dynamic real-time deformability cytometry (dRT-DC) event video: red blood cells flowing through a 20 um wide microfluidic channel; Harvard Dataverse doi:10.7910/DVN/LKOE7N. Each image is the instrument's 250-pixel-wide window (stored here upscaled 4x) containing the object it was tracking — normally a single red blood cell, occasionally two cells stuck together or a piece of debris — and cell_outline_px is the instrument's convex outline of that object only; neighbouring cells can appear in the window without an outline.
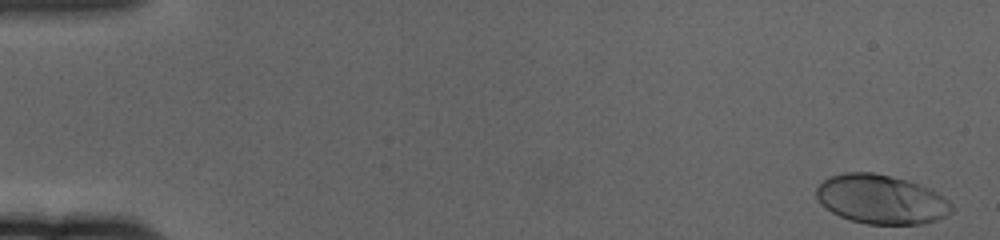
{"species": "human", "species_latin": "Homo sapiens", "temperature_condition": "cold", "stored_images_in_passage": 60, "camera_frame_rate_fps": 3000, "um_per_image_px": 0.085, "donor": {"sex": "female"}, "frame": {"image": 1, "passage_image": 1, "time_ms": 0.0, "image_size_px": [1000, 240], "cell_outline_px": [[956, 208], [952, 212], [936, 220], [924, 224], [868, 224], [852, 220], [840, 216], [832, 212], [820, 204], [816, 196], [816, 188], [828, 176], [844, 172], [872, 172], [904, 180], [928, 188], [944, 196]], "centroid_in_image_um": [74.89, 16.95], "position_along_channel_um": 10.1, "area_um2": 38.67}}
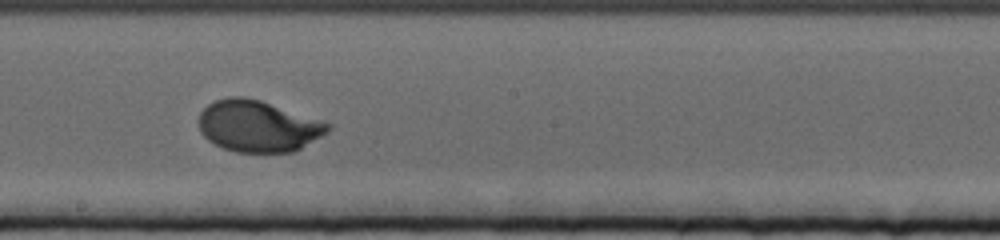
{"frame": {"image": 2, "passage_image": 34, "time_ms": 11.0, "image_size_px": [1000, 240], "cell_outline_px": [[332, 128], [328, 132], [296, 152], [236, 152], [224, 148], [208, 140], [200, 132], [200, 112], [208, 104], [216, 100], [228, 96], [244, 96], [260, 100], [332, 124]], "centroid_in_image_um": [21.95, 10.72], "position_along_channel_um": 226.2, "area_um2": 38.67}}
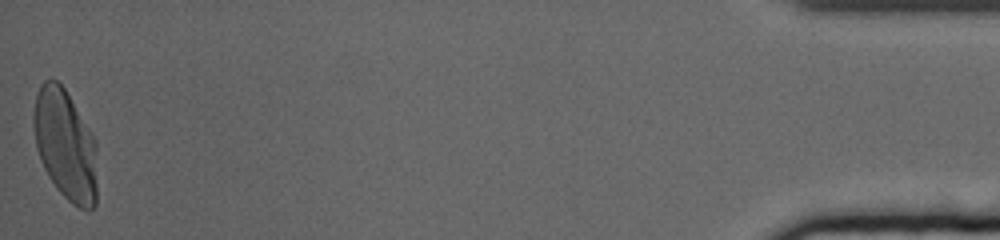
{"frame": {"image": 3, "passage_image": 60, "time_ms": 19.667, "image_size_px": [1000, 240], "cell_outline_px": [[96, 204], [88, 212], [72, 204], [56, 188], [48, 176], [40, 160], [36, 148], [32, 124], [32, 120], [36, 96], [40, 84], [44, 80], [56, 80], [64, 88], [92, 132], [96, 140]], "centroid_in_image_um": [5.55, 12.33], "position_along_channel_um": 429.7, "area_um2": 41.27}, "authors_computed_cell_mechanics": {"area_um2": 38.6104, "velocity_mm_per_s": 3.3435, "shape_relaxation_time_tau1_ms": 3.0315, "shape_relaxation_time_tau2_ms": null, "deformation_change_tau1": 0.1742, "deformation_change_tau2": null}}